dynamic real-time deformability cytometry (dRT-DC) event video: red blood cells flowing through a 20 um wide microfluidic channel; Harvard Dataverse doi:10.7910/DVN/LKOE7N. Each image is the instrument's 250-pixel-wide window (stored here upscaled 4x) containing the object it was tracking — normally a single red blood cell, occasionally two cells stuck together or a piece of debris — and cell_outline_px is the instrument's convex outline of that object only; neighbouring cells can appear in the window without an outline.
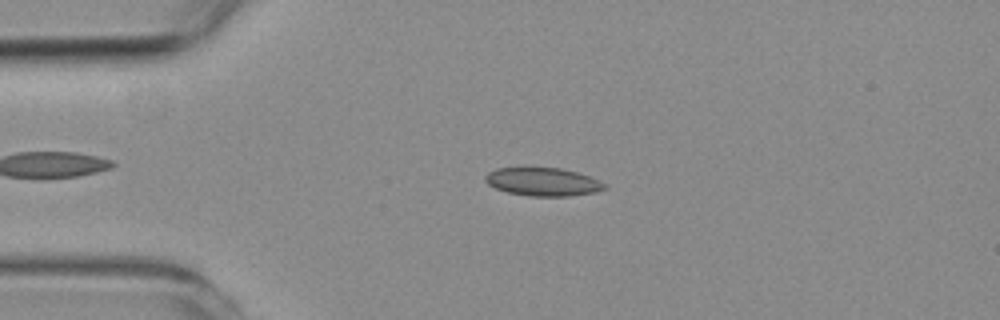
{"species": "common noctule bat (a hibernating species)", "species_latin": "Nyctalus noctula", "temperature_condition": "room temperature", "stored_images_in_passage": 45, "camera_frame_rate_fps": 3000, "um_per_image_px": 0.085, "animal": {"sex": "female", "body_mass_g": 19.3, "forearm_length_mm": 54.1}, "frame": {"image": 1, "passage_image": 3, "time_ms": 0.667, "image_size_px": [1000, 320], "cell_outline_px": [[608, 188], [596, 192], [568, 196], [528, 196], [508, 192], [496, 188], [488, 184], [484, 180], [484, 176], [488, 172], [496, 168], [560, 168], [576, 172], [588, 176], [604, 184]], "centroid_in_image_um": [46.11, 15.46], "position_along_channel_um": 38.9, "area_um2": 19.42}}
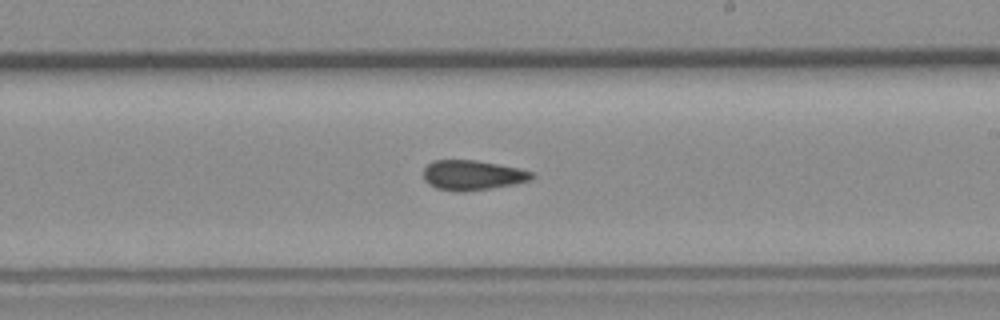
{"frame": {"image": 2, "passage_image": 22, "time_ms": 7.0, "image_size_px": [1000, 320], "cell_outline_px": [[536, 176], [532, 180], [512, 184], [464, 192], [456, 192], [436, 188], [428, 184], [424, 180], [424, 168], [432, 160], [476, 160], [520, 168], [532, 172]], "centroid_in_image_um": [40.15, 14.89], "position_along_channel_um": 248.8, "area_um2": 18.96}}
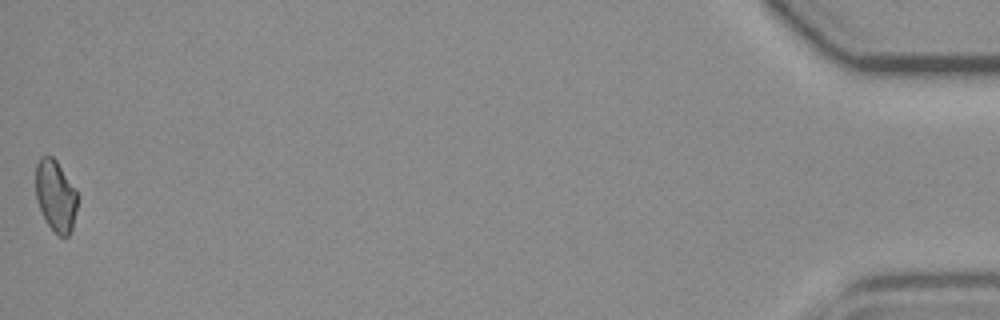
{"frame": {"image": 3, "passage_image": 45, "time_ms": 14.667, "image_size_px": [1000, 320], "cell_outline_px": [[76, 208], [72, 228], [68, 236], [60, 236], [48, 224], [36, 200], [36, 164], [40, 156], [52, 156], [56, 160], [76, 192]], "centroid_in_image_um": [4.7, 16.62], "position_along_channel_um": 430.5, "area_um2": 16.82}, "authors_computed_cell_mechanics": {"area_um2": 18.7272, "velocity_mm_per_s": 3.7353, "shape_relaxation_time_tau1_ms": null, "shape_relaxation_time_tau2_ms": 4.8507, "deformation_change_tau1": null, "deformation_change_tau2": 0.0909}}